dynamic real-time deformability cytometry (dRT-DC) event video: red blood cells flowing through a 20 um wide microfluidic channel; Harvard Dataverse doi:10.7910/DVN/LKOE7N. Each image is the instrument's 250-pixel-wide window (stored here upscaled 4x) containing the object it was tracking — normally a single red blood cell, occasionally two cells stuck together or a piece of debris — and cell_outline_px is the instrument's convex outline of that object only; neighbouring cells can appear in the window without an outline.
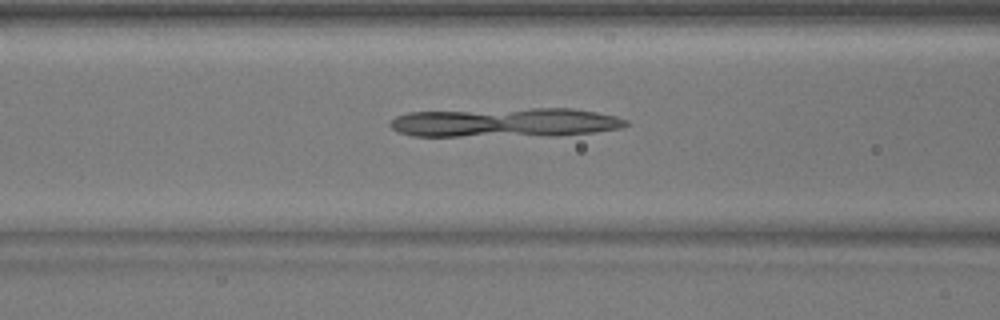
{"species": "common noctule bat (a hibernating species)", "species_latin": "Nyctalus noctula", "temperature_condition": "warm", "stored_images_in_passage": 44, "camera_frame_rate_fps": 3000, "um_per_image_px": 0.085, "animal": {"sex": "male", "body_mass_g": 17.9}, "frame": {"image": 1, "passage_image": 21, "time_ms": 6.667, "image_size_px": [1000, 320], "cell_outline_px": [[628, 124], [620, 128], [592, 132], [560, 136], [412, 136], [400, 132], [392, 128], [388, 124], [396, 116], [408, 112], [532, 108], [572, 108], [596, 112], [616, 116], [628, 120]], "centroid_in_image_um": [42.96, 10.42], "position_along_channel_um": 123.6, "area_um2": 40.4}}
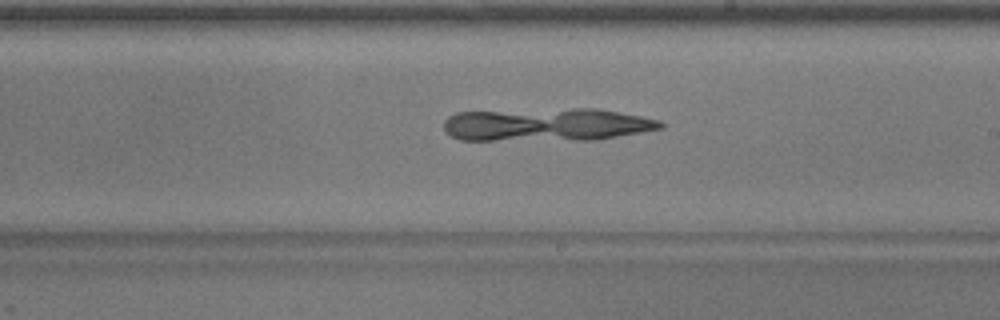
{"frame": {"image": 2, "passage_image": 30, "time_ms": 9.667, "image_size_px": [1000, 320], "cell_outline_px": [[664, 128], [596, 140], [460, 140], [444, 132], [444, 120], [448, 116], [456, 112], [572, 108], [596, 108], [640, 116], [660, 120], [664, 124]], "centroid_in_image_um": [46.45, 10.59], "position_along_channel_um": 242.6, "area_um2": 42.02}}
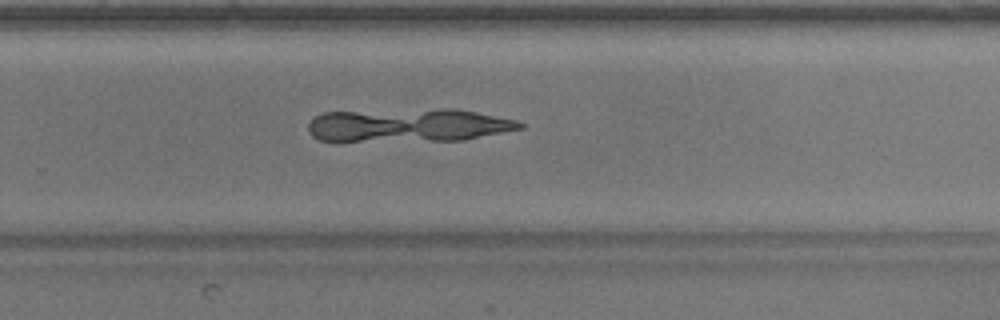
{"frame": {"image": 3, "passage_image": 34, "time_ms": 11.0, "image_size_px": [1000, 320], "cell_outline_px": [[524, 128], [464, 140], [340, 144], [336, 144], [320, 140], [312, 136], [308, 132], [308, 124], [316, 116], [324, 112], [440, 108], [448, 108], [476, 112], [516, 120], [524, 124]], "centroid_in_image_um": [34.58, 10.69], "position_along_channel_um": 295.2, "area_um2": 42.95}}